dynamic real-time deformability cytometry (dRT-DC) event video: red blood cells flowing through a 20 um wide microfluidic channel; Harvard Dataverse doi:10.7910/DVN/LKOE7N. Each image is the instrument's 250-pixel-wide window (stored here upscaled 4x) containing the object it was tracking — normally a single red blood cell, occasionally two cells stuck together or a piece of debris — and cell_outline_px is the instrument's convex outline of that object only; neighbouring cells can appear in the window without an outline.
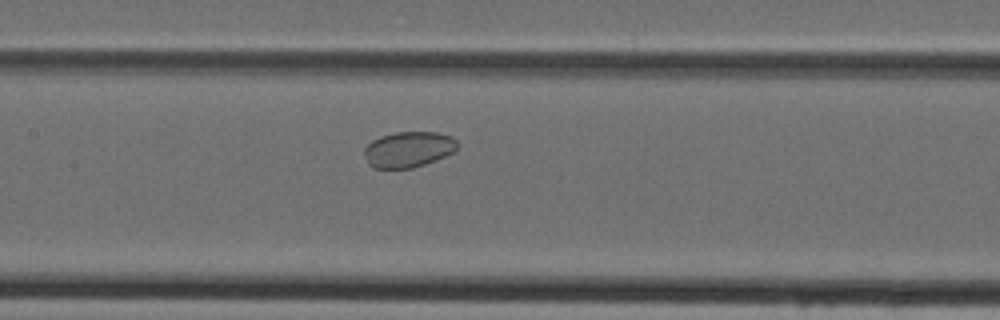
{"species": "Egyptian fruit bat (a non-hibernating species)", "species_latin": "Rousettus aegyptiacus", "temperature_condition": "cold", "stored_images_in_passage": 29, "camera_frame_rate_fps": 3000, "um_per_image_px": 0.085, "animal": {"sex": "female"}, "frame": {"image": 1, "passage_image": 11, "time_ms": 3.333, "image_size_px": [1000, 320], "cell_outline_px": [[456, 148], [452, 152], [436, 160], [412, 168], [372, 168], [368, 164], [364, 152], [364, 148], [372, 140], [380, 136], [396, 132], [436, 132], [452, 136], [456, 140]], "centroid_in_image_um": [34.68, 12.69], "position_along_channel_um": 172.7, "area_um2": 19.31}}
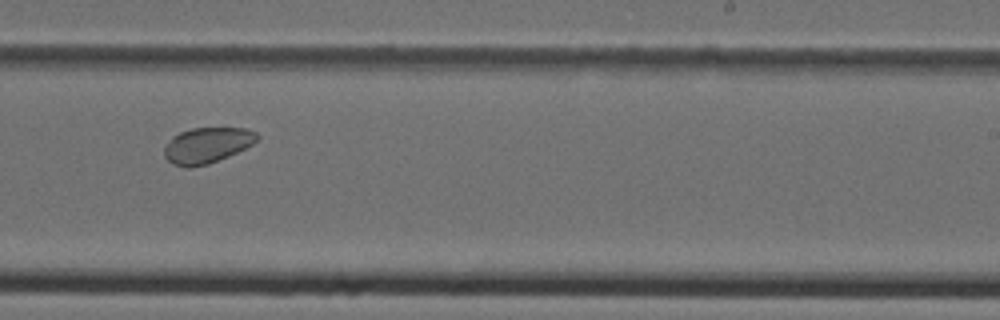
{"frame": {"image": 2, "passage_image": 18, "time_ms": 5.667, "image_size_px": [1000, 320], "cell_outline_px": [[260, 136], [252, 144], [228, 156], [208, 164], [192, 168], [184, 168], [172, 164], [164, 156], [164, 148], [172, 136], [180, 132], [192, 128], [244, 128], [256, 132]], "centroid_in_image_um": [17.56, 12.36], "position_along_channel_um": 271.4, "area_um2": 19.31}}
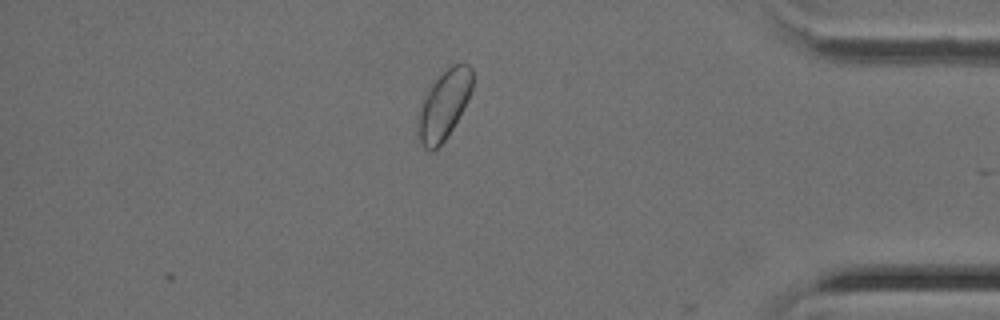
{"frame": {"image": 3, "passage_image": 29, "time_ms": 9.333, "image_size_px": [1000, 320], "cell_outline_px": [[472, 88], [464, 108], [448, 136], [436, 148], [424, 148], [420, 144], [416, 132], [420, 108], [424, 96], [432, 84], [452, 64], [468, 64], [472, 68]], "centroid_in_image_um": [37.72, 8.93], "position_along_channel_um": 397.5, "area_um2": 21.5}}